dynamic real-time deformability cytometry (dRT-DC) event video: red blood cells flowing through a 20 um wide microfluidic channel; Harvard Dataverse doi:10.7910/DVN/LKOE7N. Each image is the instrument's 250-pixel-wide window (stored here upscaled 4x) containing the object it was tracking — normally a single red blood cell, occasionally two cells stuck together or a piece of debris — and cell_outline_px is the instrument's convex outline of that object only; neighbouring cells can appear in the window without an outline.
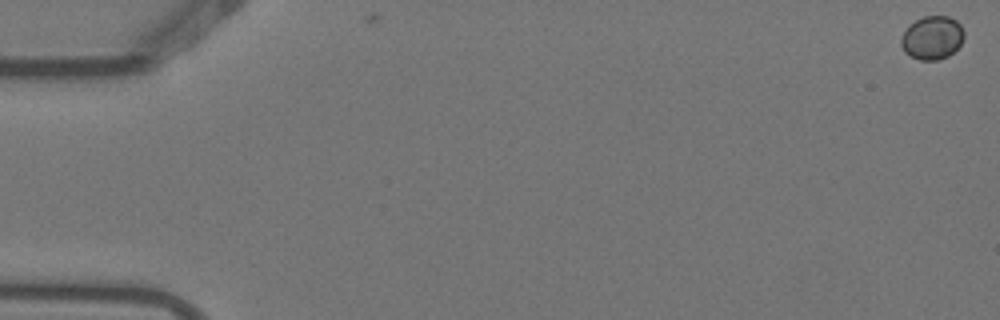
{"species": "Egyptian fruit bat (a non-hibernating species)", "species_latin": "Rousettus aegyptiacus", "temperature_condition": "warm", "stored_images_in_passage": 2, "camera_frame_rate_fps": 3000, "um_per_image_px": 0.085, "animal": {"sex": "female"}, "frame": {"image": 1, "passage_image": 1, "time_ms": 0.0, "image_size_px": [1000, 320], "cell_outline_px": [[964, 36], [960, 44], [948, 56], [936, 60], [920, 60], [904, 52], [900, 44], [900, 40], [908, 24], [924, 16], [948, 16], [956, 20], [960, 24], [964, 32]], "centroid_in_image_um": [79.21, 3.19], "position_along_channel_um": 5.8, "area_um2": 15.9}}